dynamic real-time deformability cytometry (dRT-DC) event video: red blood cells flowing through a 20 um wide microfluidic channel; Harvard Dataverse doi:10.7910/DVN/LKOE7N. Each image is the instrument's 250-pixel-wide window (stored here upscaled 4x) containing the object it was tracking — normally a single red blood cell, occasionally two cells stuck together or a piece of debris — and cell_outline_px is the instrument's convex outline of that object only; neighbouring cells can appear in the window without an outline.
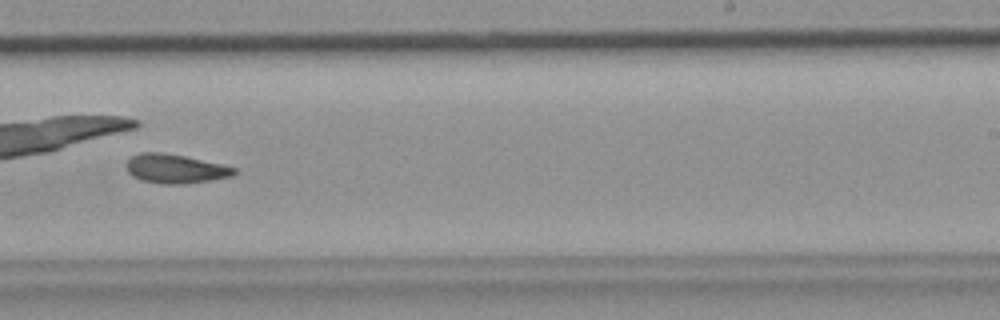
{"species": "common noctule bat (a hibernating species)", "species_latin": "Nyctalus noctula", "temperature_condition": "room temperature", "stored_images_in_passage": 43, "camera_frame_rate_fps": 3000, "um_per_image_px": 0.085, "animal": {"sex": "female", "body_mass_g": 19.9}, "frame": {"image": 1, "passage_image": 25, "time_ms": 8.0, "image_size_px": [1000, 320], "cell_outline_px": [[236, 172], [232, 176], [184, 184], [164, 184], [144, 180], [132, 176], [128, 172], [128, 160], [132, 156], [140, 152], [160, 152], [184, 156], [220, 164], [236, 168]], "centroid_in_image_um": [14.89, 14.34], "position_along_channel_um": 274.1, "area_um2": 17.86}}